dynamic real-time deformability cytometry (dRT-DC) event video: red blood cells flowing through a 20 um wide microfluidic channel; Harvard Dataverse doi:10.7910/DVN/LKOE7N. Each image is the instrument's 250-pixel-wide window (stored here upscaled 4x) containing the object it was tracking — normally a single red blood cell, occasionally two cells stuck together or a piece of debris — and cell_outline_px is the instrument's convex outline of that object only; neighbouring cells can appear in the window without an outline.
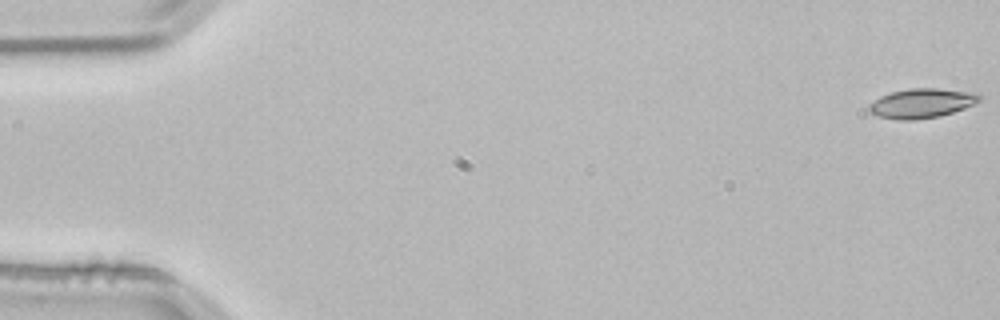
{"species": "common noctule bat (a hibernating species)", "species_latin": "Nyctalus noctula", "temperature_condition": "room temperature", "stored_images_in_passage": 29, "camera_frame_rate_fps": 3000, "um_per_image_px": 0.085, "animal": {"sex": "male", "body_mass_g": 21.5, "forearm_length_mm": 52.0}, "frame": {"image": 1, "passage_image": 1, "time_ms": 0.0, "image_size_px": [1000, 320], "cell_outline_px": [[984, 96], [980, 100], [964, 108], [940, 116], [912, 120], [896, 120], [876, 116], [868, 112], [868, 104], [880, 96], [892, 92], [908, 88], [936, 88], [980, 92]], "centroid_in_image_um": [78.34, 8.77], "position_along_channel_um": 6.7, "area_um2": 19.31}}
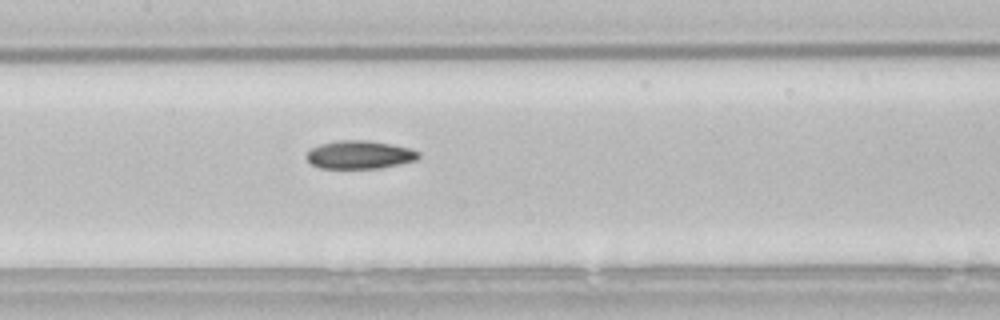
{"frame": {"image": 2, "passage_image": 26, "time_ms": 8.333, "image_size_px": [1000, 320], "cell_outline_px": [[420, 156], [416, 160], [380, 168], [320, 168], [312, 164], [304, 156], [312, 148], [320, 144], [340, 140], [368, 140], [408, 148], [420, 152]], "centroid_in_image_um": [30.54, 13.15], "position_along_channel_um": 176.9, "area_um2": 18.21}}
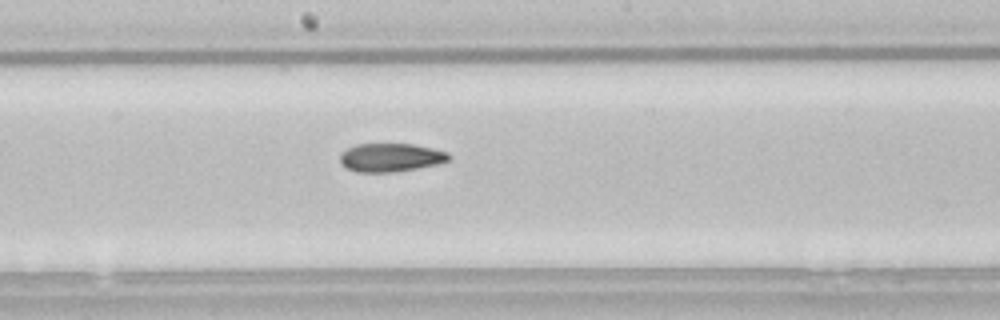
{"frame": {"image": 3, "passage_image": 29, "time_ms": 9.333, "image_size_px": [1000, 320], "cell_outline_px": [[452, 160], [436, 164], [416, 168], [392, 172], [356, 172], [340, 164], [340, 152], [356, 144], [412, 144], [432, 148], [448, 152], [452, 156]], "centroid_in_image_um": [33.21, 13.38], "position_along_channel_um": 215.0, "area_um2": 18.09}}